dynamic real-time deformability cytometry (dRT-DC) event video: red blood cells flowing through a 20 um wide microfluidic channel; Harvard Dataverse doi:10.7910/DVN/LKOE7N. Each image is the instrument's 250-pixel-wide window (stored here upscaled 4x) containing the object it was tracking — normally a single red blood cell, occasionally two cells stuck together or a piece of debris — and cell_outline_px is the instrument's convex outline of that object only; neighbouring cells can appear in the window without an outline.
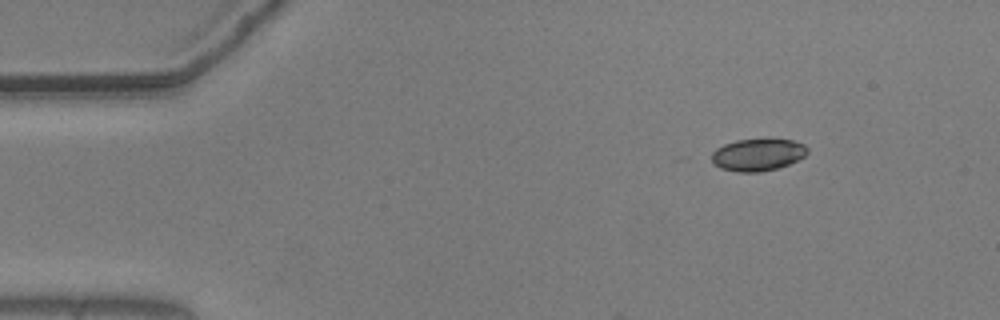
{"species": "common noctule bat (a hibernating species)", "species_latin": "Nyctalus noctula", "temperature_condition": "warm", "stored_images_in_passage": 38, "camera_frame_rate_fps": 3000, "um_per_image_px": 0.085, "animal": {"sex": "male", "body_mass_g": 20.5, "forearm_length_mm": 52.5}, "frame": {"image": 1, "passage_image": 1, "time_ms": 0.0, "image_size_px": [1000, 320], "cell_outline_px": [[808, 152], [804, 156], [788, 164], [776, 168], [760, 172], [736, 172], [720, 168], [712, 160], [712, 152], [716, 148], [724, 144], [736, 140], [792, 140], [804, 144], [808, 148]], "centroid_in_image_um": [64.39, 13.16], "position_along_channel_um": 20.6, "area_um2": 17.69}}
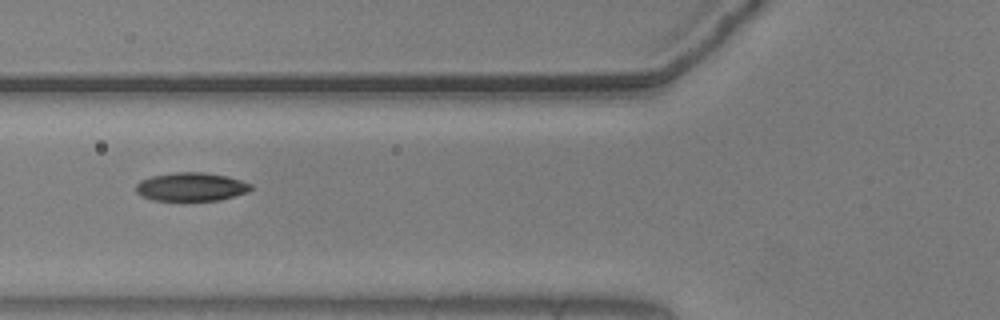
{"frame": {"image": 2, "passage_image": 15, "time_ms": 4.667, "image_size_px": [1000, 320], "cell_outline_px": [[252, 188], [248, 192], [220, 200], [152, 200], [140, 196], [136, 192], [136, 184], [140, 180], [152, 176], [176, 172], [204, 172], [228, 176], [252, 184]], "centroid_in_image_um": [16.24, 15.87], "position_along_channel_um": 109.6, "area_um2": 19.13}}
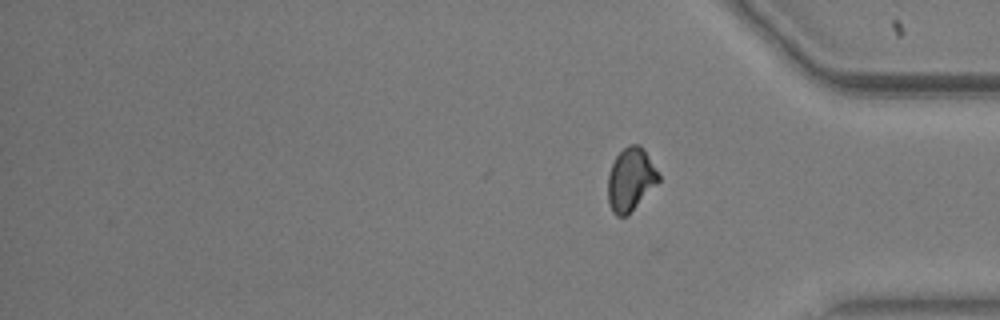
{"frame": {"image": 3, "passage_image": 38, "time_ms": 12.333, "image_size_px": [1000, 320], "cell_outline_px": [[660, 180], [628, 216], [616, 216], [612, 212], [608, 200], [608, 176], [612, 164], [616, 156], [628, 144], [640, 144], [644, 148], [660, 176]], "centroid_in_image_um": [53.6, 15.26], "position_along_channel_um": 381.6, "area_um2": 18.67}, "authors_computed_cell_mechanics": {"area_um2": 18.7561, "velocity_mm_per_s": 3.673, "shape_relaxation_time_tau1_ms": 4.2639, "shape_relaxation_time_tau2_ms": 2.8008, "deformation_change_tau1": 0.1361, "deformation_change_tau2": 0.0747}}